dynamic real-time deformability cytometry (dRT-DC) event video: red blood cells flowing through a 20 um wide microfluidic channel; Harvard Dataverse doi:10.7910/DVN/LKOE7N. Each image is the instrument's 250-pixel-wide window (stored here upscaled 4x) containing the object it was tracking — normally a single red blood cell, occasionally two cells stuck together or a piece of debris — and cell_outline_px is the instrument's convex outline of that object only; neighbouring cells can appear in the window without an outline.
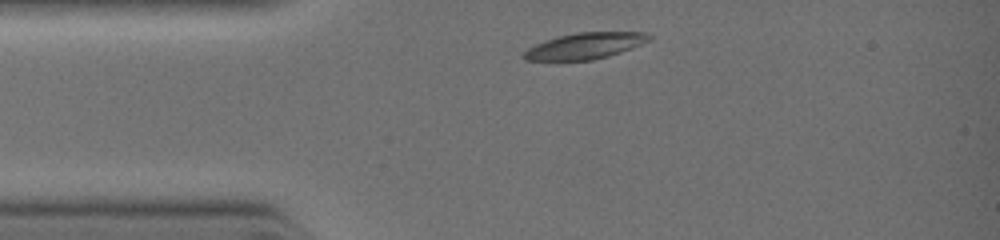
{"species": "common noctule bat (a hibernating species)", "species_latin": "Nyctalus noctula", "temperature_condition": "warm", "stored_images_in_passage": 2, "camera_frame_rate_fps": 3000, "um_per_image_px": 0.085, "animal": {"sex": "female", "body_mass_g": 19.0, "forearm_length_mm": 51.5}, "frame": {"image": 1, "passage_image": 1, "time_ms": 0.0, "image_size_px": [1000, 240], "cell_outline_px": [[652, 40], [632, 48], [608, 56], [592, 60], [524, 60], [524, 52], [528, 48], [536, 44], [560, 36], [576, 32], [648, 32], [652, 36]], "centroid_in_image_um": [49.8, 3.89], "position_along_channel_um": 35.2, "area_um2": 18.96}}